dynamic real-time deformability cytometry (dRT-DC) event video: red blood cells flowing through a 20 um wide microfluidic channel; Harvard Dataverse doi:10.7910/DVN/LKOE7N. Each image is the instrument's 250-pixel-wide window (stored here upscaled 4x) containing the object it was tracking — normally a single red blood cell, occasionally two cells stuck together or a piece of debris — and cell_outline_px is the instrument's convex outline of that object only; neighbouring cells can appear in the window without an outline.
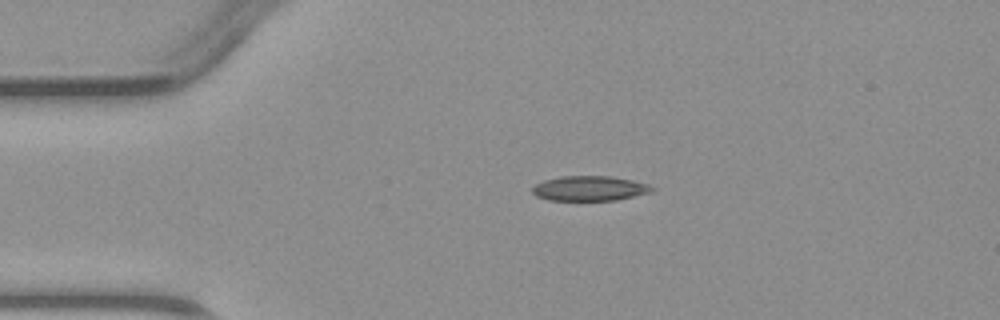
{"species": "common noctule bat (a hibernating species)", "species_latin": "Nyctalus noctula", "temperature_condition": "warm", "stored_images_in_passage": 2, "camera_frame_rate_fps": 3000, "um_per_image_px": 0.085, "animal": {"sex": "male", "body_mass_g": 23.1, "forearm_length_mm": 52.7}, "frame": {"image": 1, "passage_image": 1, "time_ms": 0.0, "image_size_px": [1000, 320], "cell_outline_px": [[656, 188], [652, 192], [616, 200], [548, 200], [536, 196], [532, 192], [532, 188], [536, 184], [544, 180], [560, 176], [612, 176], [632, 180], [648, 184]], "centroid_in_image_um": [50.13, 16.01], "position_along_channel_um": 34.9, "area_um2": 17.4}}